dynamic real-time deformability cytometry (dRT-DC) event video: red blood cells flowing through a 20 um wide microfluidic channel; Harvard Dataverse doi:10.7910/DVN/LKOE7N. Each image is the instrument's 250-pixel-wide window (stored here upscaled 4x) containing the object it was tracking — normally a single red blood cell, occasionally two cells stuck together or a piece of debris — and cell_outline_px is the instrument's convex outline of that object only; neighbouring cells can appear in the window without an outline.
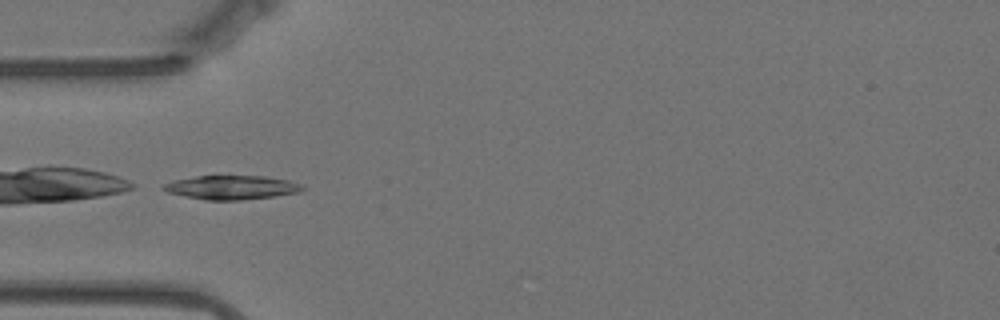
{"species": "Egyptian fruit bat (a non-hibernating species)", "species_latin": "Rousettus aegyptiacus", "temperature_condition": "warm", "stored_images_in_passage": 34, "camera_frame_rate_fps": 3000, "um_per_image_px": 0.085, "animal": {"sex": "female"}, "frame": {"image": 1, "passage_image": 1, "time_ms": 0.0, "image_size_px": [1000, 320], "cell_outline_px": [[308, 188], [300, 192], [272, 196], [240, 200], [208, 200], [184, 196], [168, 192], [160, 188], [164, 184], [176, 180], [196, 176], [264, 176], [288, 180], [300, 184]], "centroid_in_image_um": [19.71, 15.93], "position_along_channel_um": 65.3, "area_um2": 19.25}}
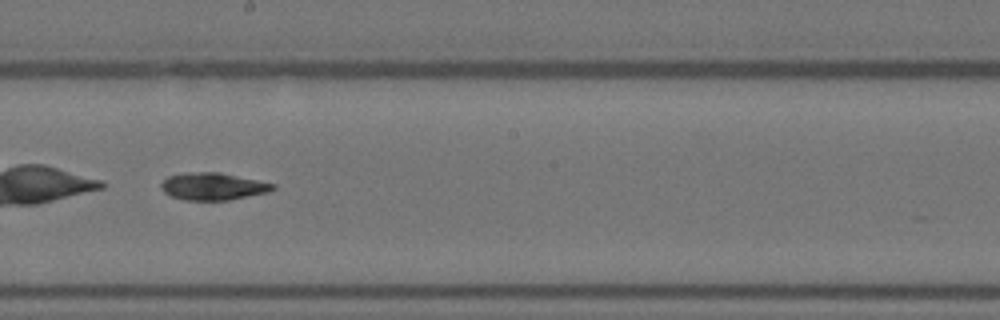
{"frame": {"image": 2, "passage_image": 15, "time_ms": 4.667, "image_size_px": [1000, 320], "cell_outline_px": [[276, 188], [268, 192], [228, 200], [184, 200], [172, 196], [164, 192], [160, 188], [160, 184], [168, 176], [188, 172], [220, 172], [276, 184]], "centroid_in_image_um": [18.1, 15.84], "position_along_channel_um": 230.1, "area_um2": 17.74}, "authors_computed_cell_mechanics": {"area_um2": 17.918, "velocity_mm_per_s": 3.5092, "shape_relaxation_time_tau1_ms": 7.5192, "shape_relaxation_time_tau2_ms": 3.2009, "deformation_change_tau1": 0.1898, "deformation_change_tau2": 0.0619}}